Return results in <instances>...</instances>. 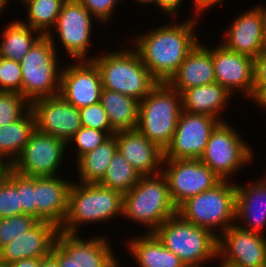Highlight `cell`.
<instances>
[{
  "instance_id": "obj_1",
  "label": "cell",
  "mask_w": 266,
  "mask_h": 267,
  "mask_svg": "<svg viewBox=\"0 0 266 267\" xmlns=\"http://www.w3.org/2000/svg\"><path fill=\"white\" fill-rule=\"evenodd\" d=\"M196 20L199 18L190 17L181 23H168L134 39L135 47L130 48L138 53L142 63L158 82L167 83L199 42L194 34Z\"/></svg>"
},
{
  "instance_id": "obj_2",
  "label": "cell",
  "mask_w": 266,
  "mask_h": 267,
  "mask_svg": "<svg viewBox=\"0 0 266 267\" xmlns=\"http://www.w3.org/2000/svg\"><path fill=\"white\" fill-rule=\"evenodd\" d=\"M119 215L123 216L121 192L98 183L73 182L69 190L67 214L59 230L79 234L78 229L83 223H104Z\"/></svg>"
},
{
  "instance_id": "obj_3",
  "label": "cell",
  "mask_w": 266,
  "mask_h": 267,
  "mask_svg": "<svg viewBox=\"0 0 266 267\" xmlns=\"http://www.w3.org/2000/svg\"><path fill=\"white\" fill-rule=\"evenodd\" d=\"M177 214L173 204L169 183L161 171L152 175H141L137 184L123 194V216L141 223L153 233L167 219Z\"/></svg>"
},
{
  "instance_id": "obj_4",
  "label": "cell",
  "mask_w": 266,
  "mask_h": 267,
  "mask_svg": "<svg viewBox=\"0 0 266 267\" xmlns=\"http://www.w3.org/2000/svg\"><path fill=\"white\" fill-rule=\"evenodd\" d=\"M98 67L102 86L131 96L138 101L146 97L159 83L142 63L134 49H123L90 57Z\"/></svg>"
},
{
  "instance_id": "obj_5",
  "label": "cell",
  "mask_w": 266,
  "mask_h": 267,
  "mask_svg": "<svg viewBox=\"0 0 266 267\" xmlns=\"http://www.w3.org/2000/svg\"><path fill=\"white\" fill-rule=\"evenodd\" d=\"M153 233L186 267H204V263L218 258V236L185 221L179 214L167 219Z\"/></svg>"
},
{
  "instance_id": "obj_6",
  "label": "cell",
  "mask_w": 266,
  "mask_h": 267,
  "mask_svg": "<svg viewBox=\"0 0 266 267\" xmlns=\"http://www.w3.org/2000/svg\"><path fill=\"white\" fill-rule=\"evenodd\" d=\"M181 111V94L168 83L159 82L139 101L136 129L165 150L174 135Z\"/></svg>"
},
{
  "instance_id": "obj_7",
  "label": "cell",
  "mask_w": 266,
  "mask_h": 267,
  "mask_svg": "<svg viewBox=\"0 0 266 267\" xmlns=\"http://www.w3.org/2000/svg\"><path fill=\"white\" fill-rule=\"evenodd\" d=\"M230 183L221 180L213 188L188 198L177 208V214L185 221L221 236V232L236 222V185Z\"/></svg>"
},
{
  "instance_id": "obj_8",
  "label": "cell",
  "mask_w": 266,
  "mask_h": 267,
  "mask_svg": "<svg viewBox=\"0 0 266 267\" xmlns=\"http://www.w3.org/2000/svg\"><path fill=\"white\" fill-rule=\"evenodd\" d=\"M54 42L52 31L42 35L20 62L21 95L30 103L39 98L59 95L61 69Z\"/></svg>"
},
{
  "instance_id": "obj_9",
  "label": "cell",
  "mask_w": 266,
  "mask_h": 267,
  "mask_svg": "<svg viewBox=\"0 0 266 267\" xmlns=\"http://www.w3.org/2000/svg\"><path fill=\"white\" fill-rule=\"evenodd\" d=\"M227 121L219 122L212 130L200 161L220 179L229 180L246 163L254 159V151ZM230 177V178H229Z\"/></svg>"
},
{
  "instance_id": "obj_10",
  "label": "cell",
  "mask_w": 266,
  "mask_h": 267,
  "mask_svg": "<svg viewBox=\"0 0 266 267\" xmlns=\"http://www.w3.org/2000/svg\"><path fill=\"white\" fill-rule=\"evenodd\" d=\"M109 244L104 236L86 240L59 230L51 256L59 267H114L119 260Z\"/></svg>"
},
{
  "instance_id": "obj_11",
  "label": "cell",
  "mask_w": 266,
  "mask_h": 267,
  "mask_svg": "<svg viewBox=\"0 0 266 267\" xmlns=\"http://www.w3.org/2000/svg\"><path fill=\"white\" fill-rule=\"evenodd\" d=\"M68 147L70 145L65 140L35 129L20 156L12 164V169L28 177L58 176L57 172Z\"/></svg>"
},
{
  "instance_id": "obj_12",
  "label": "cell",
  "mask_w": 266,
  "mask_h": 267,
  "mask_svg": "<svg viewBox=\"0 0 266 267\" xmlns=\"http://www.w3.org/2000/svg\"><path fill=\"white\" fill-rule=\"evenodd\" d=\"M163 166L170 197L177 208L188 198L213 188L222 180L199 159H164Z\"/></svg>"
},
{
  "instance_id": "obj_13",
  "label": "cell",
  "mask_w": 266,
  "mask_h": 267,
  "mask_svg": "<svg viewBox=\"0 0 266 267\" xmlns=\"http://www.w3.org/2000/svg\"><path fill=\"white\" fill-rule=\"evenodd\" d=\"M220 121L212 116L181 111L164 159H200L212 130Z\"/></svg>"
},
{
  "instance_id": "obj_14",
  "label": "cell",
  "mask_w": 266,
  "mask_h": 267,
  "mask_svg": "<svg viewBox=\"0 0 266 267\" xmlns=\"http://www.w3.org/2000/svg\"><path fill=\"white\" fill-rule=\"evenodd\" d=\"M92 19L96 20L78 0H66L63 3L54 29L72 61L89 59L86 56L93 35Z\"/></svg>"
},
{
  "instance_id": "obj_15",
  "label": "cell",
  "mask_w": 266,
  "mask_h": 267,
  "mask_svg": "<svg viewBox=\"0 0 266 267\" xmlns=\"http://www.w3.org/2000/svg\"><path fill=\"white\" fill-rule=\"evenodd\" d=\"M61 68L59 95L76 108L100 102L101 75L92 60H79Z\"/></svg>"
},
{
  "instance_id": "obj_16",
  "label": "cell",
  "mask_w": 266,
  "mask_h": 267,
  "mask_svg": "<svg viewBox=\"0 0 266 267\" xmlns=\"http://www.w3.org/2000/svg\"><path fill=\"white\" fill-rule=\"evenodd\" d=\"M31 110L38 131L67 143L82 127L79 108L66 102L60 95L32 101Z\"/></svg>"
},
{
  "instance_id": "obj_17",
  "label": "cell",
  "mask_w": 266,
  "mask_h": 267,
  "mask_svg": "<svg viewBox=\"0 0 266 267\" xmlns=\"http://www.w3.org/2000/svg\"><path fill=\"white\" fill-rule=\"evenodd\" d=\"M221 235L218 236V257L221 260L238 267H266V236L237 224Z\"/></svg>"
},
{
  "instance_id": "obj_18",
  "label": "cell",
  "mask_w": 266,
  "mask_h": 267,
  "mask_svg": "<svg viewBox=\"0 0 266 267\" xmlns=\"http://www.w3.org/2000/svg\"><path fill=\"white\" fill-rule=\"evenodd\" d=\"M216 83L231 94L242 92L253 97L254 58L231 51L221 43L211 48Z\"/></svg>"
},
{
  "instance_id": "obj_19",
  "label": "cell",
  "mask_w": 266,
  "mask_h": 267,
  "mask_svg": "<svg viewBox=\"0 0 266 267\" xmlns=\"http://www.w3.org/2000/svg\"><path fill=\"white\" fill-rule=\"evenodd\" d=\"M58 231L59 228L55 224L39 220L28 231L0 249V262L10 265L22 259L49 257Z\"/></svg>"
},
{
  "instance_id": "obj_20",
  "label": "cell",
  "mask_w": 266,
  "mask_h": 267,
  "mask_svg": "<svg viewBox=\"0 0 266 267\" xmlns=\"http://www.w3.org/2000/svg\"><path fill=\"white\" fill-rule=\"evenodd\" d=\"M224 33L222 45L227 49L255 58L263 49V6L245 11Z\"/></svg>"
},
{
  "instance_id": "obj_21",
  "label": "cell",
  "mask_w": 266,
  "mask_h": 267,
  "mask_svg": "<svg viewBox=\"0 0 266 267\" xmlns=\"http://www.w3.org/2000/svg\"><path fill=\"white\" fill-rule=\"evenodd\" d=\"M117 150L140 173L152 175L162 171L164 150L137 129L115 134ZM162 166V167H161Z\"/></svg>"
},
{
  "instance_id": "obj_22",
  "label": "cell",
  "mask_w": 266,
  "mask_h": 267,
  "mask_svg": "<svg viewBox=\"0 0 266 267\" xmlns=\"http://www.w3.org/2000/svg\"><path fill=\"white\" fill-rule=\"evenodd\" d=\"M62 177H35L37 219L49 221L58 228L66 217L69 190L73 183Z\"/></svg>"
},
{
  "instance_id": "obj_23",
  "label": "cell",
  "mask_w": 266,
  "mask_h": 267,
  "mask_svg": "<svg viewBox=\"0 0 266 267\" xmlns=\"http://www.w3.org/2000/svg\"><path fill=\"white\" fill-rule=\"evenodd\" d=\"M235 224L250 232L264 234L266 227V177L249 185L236 184ZM244 225H239V220Z\"/></svg>"
},
{
  "instance_id": "obj_24",
  "label": "cell",
  "mask_w": 266,
  "mask_h": 267,
  "mask_svg": "<svg viewBox=\"0 0 266 267\" xmlns=\"http://www.w3.org/2000/svg\"><path fill=\"white\" fill-rule=\"evenodd\" d=\"M214 82L216 78L211 48L199 41L167 83L181 94L189 88Z\"/></svg>"
},
{
  "instance_id": "obj_25",
  "label": "cell",
  "mask_w": 266,
  "mask_h": 267,
  "mask_svg": "<svg viewBox=\"0 0 266 267\" xmlns=\"http://www.w3.org/2000/svg\"><path fill=\"white\" fill-rule=\"evenodd\" d=\"M229 98L231 93L216 82L192 87L181 93L182 110L212 116L222 122L224 119L222 120L220 111H225Z\"/></svg>"
},
{
  "instance_id": "obj_26",
  "label": "cell",
  "mask_w": 266,
  "mask_h": 267,
  "mask_svg": "<svg viewBox=\"0 0 266 267\" xmlns=\"http://www.w3.org/2000/svg\"><path fill=\"white\" fill-rule=\"evenodd\" d=\"M129 243V244H128ZM127 247L139 267H186L168 250L154 233H145L129 240Z\"/></svg>"
},
{
  "instance_id": "obj_27",
  "label": "cell",
  "mask_w": 266,
  "mask_h": 267,
  "mask_svg": "<svg viewBox=\"0 0 266 267\" xmlns=\"http://www.w3.org/2000/svg\"><path fill=\"white\" fill-rule=\"evenodd\" d=\"M100 103L115 132L136 129L139 114V101L137 99L102 88Z\"/></svg>"
},
{
  "instance_id": "obj_28",
  "label": "cell",
  "mask_w": 266,
  "mask_h": 267,
  "mask_svg": "<svg viewBox=\"0 0 266 267\" xmlns=\"http://www.w3.org/2000/svg\"><path fill=\"white\" fill-rule=\"evenodd\" d=\"M117 151V141L115 135H111L94 150L82 155L76 162L79 181L83 184L99 183L111 162L113 155Z\"/></svg>"
},
{
  "instance_id": "obj_29",
  "label": "cell",
  "mask_w": 266,
  "mask_h": 267,
  "mask_svg": "<svg viewBox=\"0 0 266 267\" xmlns=\"http://www.w3.org/2000/svg\"><path fill=\"white\" fill-rule=\"evenodd\" d=\"M35 129V116L31 109L16 122L1 126L0 157L12 165Z\"/></svg>"
},
{
  "instance_id": "obj_30",
  "label": "cell",
  "mask_w": 266,
  "mask_h": 267,
  "mask_svg": "<svg viewBox=\"0 0 266 267\" xmlns=\"http://www.w3.org/2000/svg\"><path fill=\"white\" fill-rule=\"evenodd\" d=\"M2 36L0 57L21 62L42 34L17 19L4 28Z\"/></svg>"
},
{
  "instance_id": "obj_31",
  "label": "cell",
  "mask_w": 266,
  "mask_h": 267,
  "mask_svg": "<svg viewBox=\"0 0 266 267\" xmlns=\"http://www.w3.org/2000/svg\"><path fill=\"white\" fill-rule=\"evenodd\" d=\"M140 178V173L117 150L103 179L98 184L125 194L137 184Z\"/></svg>"
},
{
  "instance_id": "obj_32",
  "label": "cell",
  "mask_w": 266,
  "mask_h": 267,
  "mask_svg": "<svg viewBox=\"0 0 266 267\" xmlns=\"http://www.w3.org/2000/svg\"><path fill=\"white\" fill-rule=\"evenodd\" d=\"M66 0H27L24 7L27 9V21L23 23L48 35L51 27H55L63 3Z\"/></svg>"
},
{
  "instance_id": "obj_33",
  "label": "cell",
  "mask_w": 266,
  "mask_h": 267,
  "mask_svg": "<svg viewBox=\"0 0 266 267\" xmlns=\"http://www.w3.org/2000/svg\"><path fill=\"white\" fill-rule=\"evenodd\" d=\"M31 109V103L20 93L0 91V127L21 119Z\"/></svg>"
},
{
  "instance_id": "obj_34",
  "label": "cell",
  "mask_w": 266,
  "mask_h": 267,
  "mask_svg": "<svg viewBox=\"0 0 266 267\" xmlns=\"http://www.w3.org/2000/svg\"><path fill=\"white\" fill-rule=\"evenodd\" d=\"M22 214L17 193V172L11 169L0 182V218Z\"/></svg>"
},
{
  "instance_id": "obj_35",
  "label": "cell",
  "mask_w": 266,
  "mask_h": 267,
  "mask_svg": "<svg viewBox=\"0 0 266 267\" xmlns=\"http://www.w3.org/2000/svg\"><path fill=\"white\" fill-rule=\"evenodd\" d=\"M39 220L29 214L0 218V249L33 227Z\"/></svg>"
},
{
  "instance_id": "obj_36",
  "label": "cell",
  "mask_w": 266,
  "mask_h": 267,
  "mask_svg": "<svg viewBox=\"0 0 266 267\" xmlns=\"http://www.w3.org/2000/svg\"><path fill=\"white\" fill-rule=\"evenodd\" d=\"M111 135L106 131L95 130L93 128L81 127L73 137L68 141L75 143L77 146L76 160H78L85 153L94 150L97 146L102 144Z\"/></svg>"
},
{
  "instance_id": "obj_37",
  "label": "cell",
  "mask_w": 266,
  "mask_h": 267,
  "mask_svg": "<svg viewBox=\"0 0 266 267\" xmlns=\"http://www.w3.org/2000/svg\"><path fill=\"white\" fill-rule=\"evenodd\" d=\"M22 73L20 62L0 57V91L21 94Z\"/></svg>"
},
{
  "instance_id": "obj_38",
  "label": "cell",
  "mask_w": 266,
  "mask_h": 267,
  "mask_svg": "<svg viewBox=\"0 0 266 267\" xmlns=\"http://www.w3.org/2000/svg\"><path fill=\"white\" fill-rule=\"evenodd\" d=\"M81 125L95 130L106 131L110 135L116 132L112 129L106 111L100 102L79 109Z\"/></svg>"
},
{
  "instance_id": "obj_39",
  "label": "cell",
  "mask_w": 266,
  "mask_h": 267,
  "mask_svg": "<svg viewBox=\"0 0 266 267\" xmlns=\"http://www.w3.org/2000/svg\"><path fill=\"white\" fill-rule=\"evenodd\" d=\"M17 193L22 214H29L37 218V205L35 202V177H28L17 172Z\"/></svg>"
},
{
  "instance_id": "obj_40",
  "label": "cell",
  "mask_w": 266,
  "mask_h": 267,
  "mask_svg": "<svg viewBox=\"0 0 266 267\" xmlns=\"http://www.w3.org/2000/svg\"><path fill=\"white\" fill-rule=\"evenodd\" d=\"M98 21L108 22L116 5L124 0H78Z\"/></svg>"
},
{
  "instance_id": "obj_41",
  "label": "cell",
  "mask_w": 266,
  "mask_h": 267,
  "mask_svg": "<svg viewBox=\"0 0 266 267\" xmlns=\"http://www.w3.org/2000/svg\"><path fill=\"white\" fill-rule=\"evenodd\" d=\"M266 87V48L254 58L253 96Z\"/></svg>"
},
{
  "instance_id": "obj_42",
  "label": "cell",
  "mask_w": 266,
  "mask_h": 267,
  "mask_svg": "<svg viewBox=\"0 0 266 267\" xmlns=\"http://www.w3.org/2000/svg\"><path fill=\"white\" fill-rule=\"evenodd\" d=\"M183 0H157V7L162 10L166 15L175 17L180 9ZM175 15V16H174Z\"/></svg>"
},
{
  "instance_id": "obj_43",
  "label": "cell",
  "mask_w": 266,
  "mask_h": 267,
  "mask_svg": "<svg viewBox=\"0 0 266 267\" xmlns=\"http://www.w3.org/2000/svg\"><path fill=\"white\" fill-rule=\"evenodd\" d=\"M193 8H194V18H199V15L202 14L203 11L207 10L208 8L216 5L221 4L223 5L224 0H194L193 1ZM198 16V17H197Z\"/></svg>"
},
{
  "instance_id": "obj_44",
  "label": "cell",
  "mask_w": 266,
  "mask_h": 267,
  "mask_svg": "<svg viewBox=\"0 0 266 267\" xmlns=\"http://www.w3.org/2000/svg\"><path fill=\"white\" fill-rule=\"evenodd\" d=\"M7 267H40V259H22L20 261L7 265Z\"/></svg>"
},
{
  "instance_id": "obj_45",
  "label": "cell",
  "mask_w": 266,
  "mask_h": 267,
  "mask_svg": "<svg viewBox=\"0 0 266 267\" xmlns=\"http://www.w3.org/2000/svg\"><path fill=\"white\" fill-rule=\"evenodd\" d=\"M250 100H253L260 109H266V87L261 88Z\"/></svg>"
},
{
  "instance_id": "obj_46",
  "label": "cell",
  "mask_w": 266,
  "mask_h": 267,
  "mask_svg": "<svg viewBox=\"0 0 266 267\" xmlns=\"http://www.w3.org/2000/svg\"><path fill=\"white\" fill-rule=\"evenodd\" d=\"M11 169L12 165L6 159L0 157V182L7 177Z\"/></svg>"
},
{
  "instance_id": "obj_47",
  "label": "cell",
  "mask_w": 266,
  "mask_h": 267,
  "mask_svg": "<svg viewBox=\"0 0 266 267\" xmlns=\"http://www.w3.org/2000/svg\"><path fill=\"white\" fill-rule=\"evenodd\" d=\"M40 267H59L57 261L50 255L47 258L40 259Z\"/></svg>"
},
{
  "instance_id": "obj_48",
  "label": "cell",
  "mask_w": 266,
  "mask_h": 267,
  "mask_svg": "<svg viewBox=\"0 0 266 267\" xmlns=\"http://www.w3.org/2000/svg\"><path fill=\"white\" fill-rule=\"evenodd\" d=\"M263 42L266 48V7H263Z\"/></svg>"
},
{
  "instance_id": "obj_49",
  "label": "cell",
  "mask_w": 266,
  "mask_h": 267,
  "mask_svg": "<svg viewBox=\"0 0 266 267\" xmlns=\"http://www.w3.org/2000/svg\"><path fill=\"white\" fill-rule=\"evenodd\" d=\"M136 3L138 2L140 4H153L157 6V0H134Z\"/></svg>"
},
{
  "instance_id": "obj_50",
  "label": "cell",
  "mask_w": 266,
  "mask_h": 267,
  "mask_svg": "<svg viewBox=\"0 0 266 267\" xmlns=\"http://www.w3.org/2000/svg\"><path fill=\"white\" fill-rule=\"evenodd\" d=\"M219 267H238V266L232 265L222 260Z\"/></svg>"
},
{
  "instance_id": "obj_51",
  "label": "cell",
  "mask_w": 266,
  "mask_h": 267,
  "mask_svg": "<svg viewBox=\"0 0 266 267\" xmlns=\"http://www.w3.org/2000/svg\"><path fill=\"white\" fill-rule=\"evenodd\" d=\"M5 8L6 7H5V4H4V0H0V14H1V11H2V13L4 12Z\"/></svg>"
},
{
  "instance_id": "obj_52",
  "label": "cell",
  "mask_w": 266,
  "mask_h": 267,
  "mask_svg": "<svg viewBox=\"0 0 266 267\" xmlns=\"http://www.w3.org/2000/svg\"><path fill=\"white\" fill-rule=\"evenodd\" d=\"M21 3L23 2V4L27 1V0H20ZM8 0H4V4H5V7L8 5Z\"/></svg>"
},
{
  "instance_id": "obj_53",
  "label": "cell",
  "mask_w": 266,
  "mask_h": 267,
  "mask_svg": "<svg viewBox=\"0 0 266 267\" xmlns=\"http://www.w3.org/2000/svg\"><path fill=\"white\" fill-rule=\"evenodd\" d=\"M0 267H7V265L0 262Z\"/></svg>"
},
{
  "instance_id": "obj_54",
  "label": "cell",
  "mask_w": 266,
  "mask_h": 267,
  "mask_svg": "<svg viewBox=\"0 0 266 267\" xmlns=\"http://www.w3.org/2000/svg\"><path fill=\"white\" fill-rule=\"evenodd\" d=\"M118 264H119V261H118V262L115 264V266H114V267H119V265H118Z\"/></svg>"
}]
</instances>
